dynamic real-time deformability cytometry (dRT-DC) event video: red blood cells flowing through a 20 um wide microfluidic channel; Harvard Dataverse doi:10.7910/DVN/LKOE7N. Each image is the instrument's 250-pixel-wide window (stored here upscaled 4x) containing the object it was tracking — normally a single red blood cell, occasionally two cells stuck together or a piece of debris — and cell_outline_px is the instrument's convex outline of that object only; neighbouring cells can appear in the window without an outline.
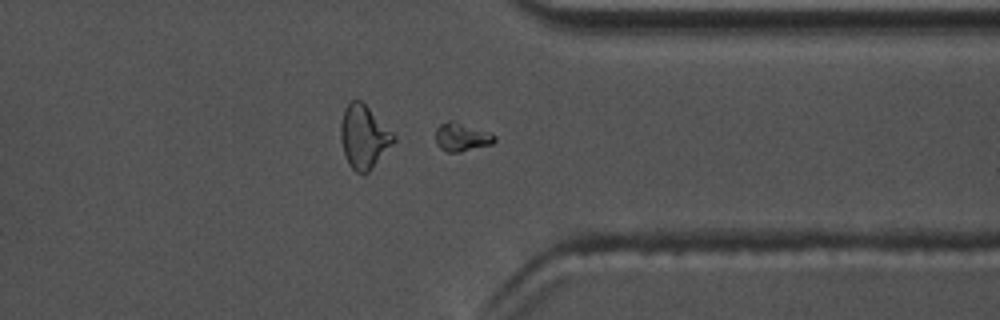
{"species": "common noctule bat (a hibernating species)", "species_latin": "Nyctalus noctula", "temperature_condition": "warm", "stored_images_in_passage": 38, "camera_frame_rate_fps": 3000, "um_per_image_px": 0.085, "animal": {"sex": "male", "body_mass_g": 17.5, "forearm_length_mm": 52.3}, "frame": {"image": 1, "passage_image": 27, "time_ms": 8.667, "image_size_px": [1000, 320], "cell_outline_px": [[496, 140], [492, 144], [460, 152], [448, 152], [440, 148], [436, 144], [436, 128], [440, 124], [448, 120], [456, 120], [492, 132], [496, 136]], "centroid_in_image_um": [39.27, 11.62], "position_along_channel_um": 372.1, "area_um2": 10.12}}